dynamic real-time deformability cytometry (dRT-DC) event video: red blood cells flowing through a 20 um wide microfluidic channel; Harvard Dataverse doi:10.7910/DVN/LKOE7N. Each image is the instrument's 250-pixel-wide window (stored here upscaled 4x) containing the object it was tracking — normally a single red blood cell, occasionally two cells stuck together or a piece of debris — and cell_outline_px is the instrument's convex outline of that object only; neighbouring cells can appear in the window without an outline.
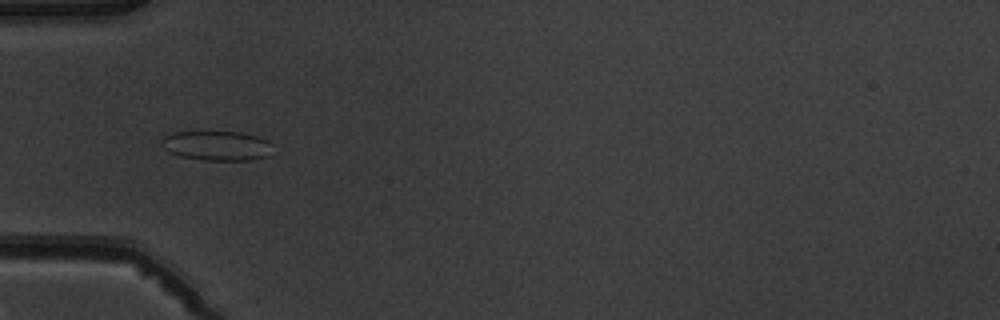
{"species": "common noctule bat (a hibernating species)", "species_latin": "Nyctalus noctula", "temperature_condition": "warm", "stored_images_in_passage": 7, "camera_frame_rate_fps": 3000, "um_per_image_px": 0.085, "animal": {"sex": "male", "body_mass_g": 19.5, "forearm_length_mm": 54.6}, "frame": {"image": 1, "passage_image": 4, "time_ms": 3.667, "image_size_px": [1000, 320], "cell_outline_px": [[268, 156], [252, 160], [200, 160], [180, 156], [168, 152], [160, 144], [160, 140], [164, 136], [176, 132], [240, 132], [256, 136], [268, 140]], "centroid_in_image_um": [18.35, 12.39], "position_along_channel_um": 66.6, "area_um2": 19.02}}
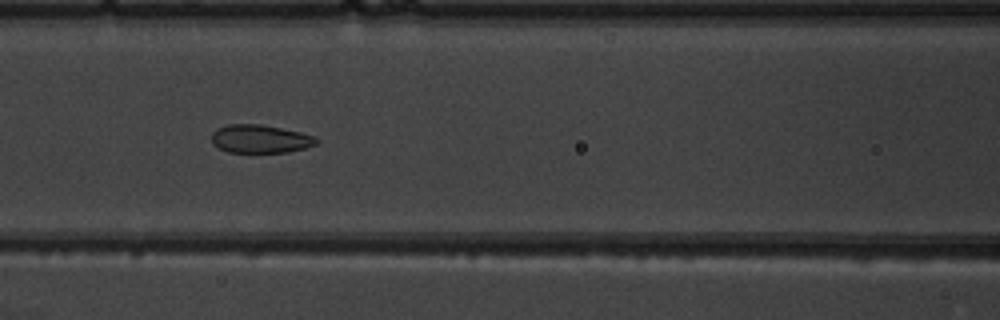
{"frame": {"image": 2, "passage_image": 6, "time_ms": 5.667, "image_size_px": [1000, 320], "cell_outline_px": [[320, 140], [316, 144], [304, 148], [288, 152], [228, 152], [212, 144], [212, 132], [216, 128], [228, 124], [260, 124], [300, 132], [316, 136]], "centroid_in_image_um": [22.12, 11.8], "position_along_channel_um": 144.5, "area_um2": 17.28}}
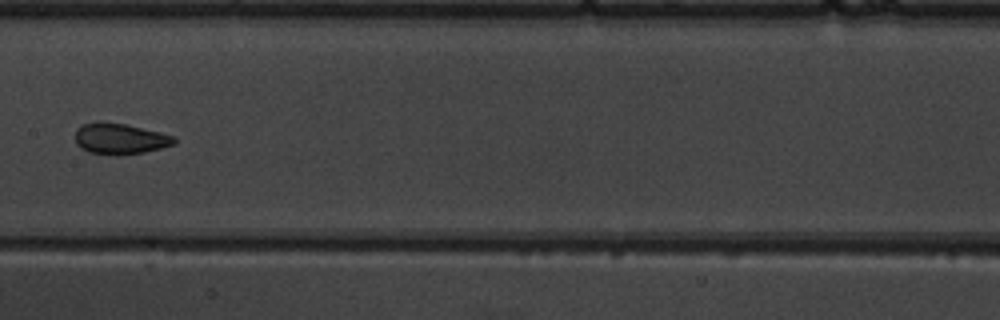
{"frame": {"image": 3, "passage_image": 7, "time_ms": 7.0, "image_size_px": [1000, 320], "cell_outline_px": [[176, 144], [144, 152], [120, 156], [116, 156], [88, 152], [80, 148], [76, 144], [76, 128], [84, 124], [96, 120], [124, 124], [160, 132], [176, 136]], "centroid_in_image_um": [10.19, 11.8], "position_along_channel_um": 197.2, "area_um2": 18.15}}